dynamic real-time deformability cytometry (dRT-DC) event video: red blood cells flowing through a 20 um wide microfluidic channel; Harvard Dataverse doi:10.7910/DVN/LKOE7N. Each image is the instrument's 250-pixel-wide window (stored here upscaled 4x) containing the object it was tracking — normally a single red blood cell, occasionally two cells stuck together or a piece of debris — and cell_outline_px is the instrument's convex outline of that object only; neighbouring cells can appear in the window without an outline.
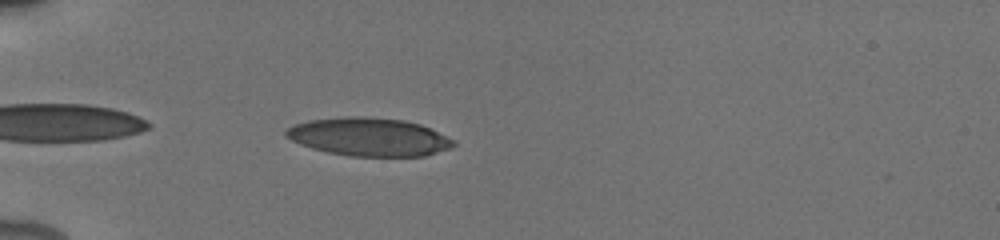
{"species": "human", "species_latin": "Homo sapiens", "temperature_condition": "cold", "stored_images_in_passage": 7, "camera_frame_rate_fps": 3000, "um_per_image_px": 0.085, "donor": {"sex": "male"}, "frame": {"image": 1, "passage_image": 4, "time_ms": 0.667, "image_size_px": [1000, 240], "cell_outline_px": [[456, 144], [448, 148], [424, 156], [352, 156], [328, 152], [312, 148], [300, 144], [284, 136], [284, 132], [288, 128], [296, 124], [308, 120], [348, 116], [364, 116], [404, 120], [420, 124], [456, 140]], "centroid_in_image_um": [31.35, 11.63], "position_along_channel_um": 53.6, "area_um2": 37.17}}